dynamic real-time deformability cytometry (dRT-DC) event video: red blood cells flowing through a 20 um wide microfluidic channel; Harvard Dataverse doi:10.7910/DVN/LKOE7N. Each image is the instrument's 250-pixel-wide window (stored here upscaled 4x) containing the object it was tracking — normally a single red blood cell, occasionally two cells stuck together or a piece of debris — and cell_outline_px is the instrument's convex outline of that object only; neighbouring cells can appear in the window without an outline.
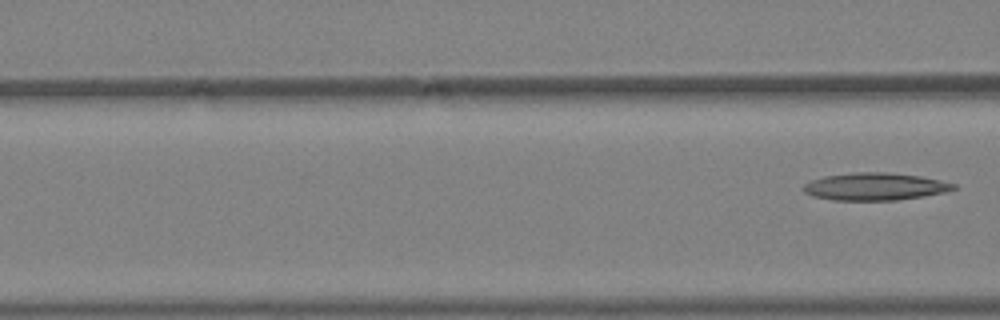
{"species": "Egyptian fruit bat (a non-hibernating species)", "species_latin": "Rousettus aegyptiacus", "temperature_condition": "warm", "stored_images_in_passage": 6, "segment_of_instrument_passage": [2, 2], "camera_frame_rate_fps": 3000, "um_per_image_px": 0.085, "animal": {"sex": "female"}, "frame": {"image": 1, "passage_image": 6, "time_ms": 1.667, "image_size_px": [1000, 320], "cell_outline_px": [[956, 188], [944, 192], [924, 196], [896, 200], [832, 200], [812, 196], [804, 192], [804, 184], [812, 180], [824, 176], [856, 172], [888, 172], [920, 176], [940, 180], [956, 184]], "centroid_in_image_um": [74.37, 15.85], "position_along_channel_um": 92.2, "area_um2": 23.93}}